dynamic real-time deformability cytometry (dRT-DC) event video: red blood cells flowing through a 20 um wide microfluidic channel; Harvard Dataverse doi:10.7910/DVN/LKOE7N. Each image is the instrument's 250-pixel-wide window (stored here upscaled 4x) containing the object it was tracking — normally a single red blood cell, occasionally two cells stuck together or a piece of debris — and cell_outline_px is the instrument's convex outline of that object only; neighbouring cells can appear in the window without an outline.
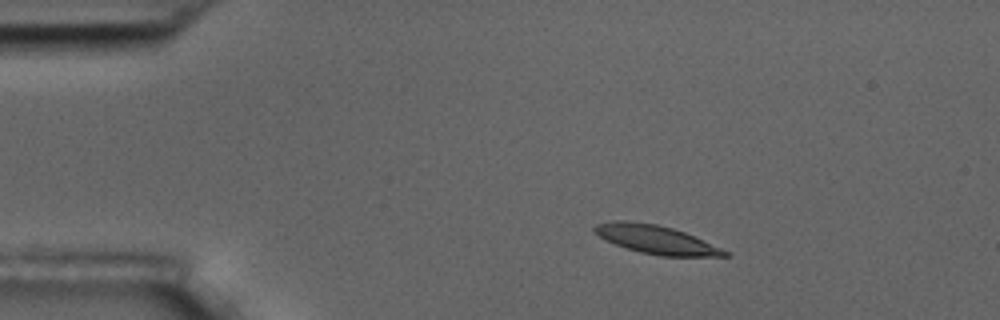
{"species": "common noctule bat (a hibernating species)", "species_latin": "Nyctalus noctula", "temperature_condition": "room temperature", "stored_images_in_passage": 4, "camera_frame_rate_fps": 3000, "um_per_image_px": 0.085, "animal": {"sex": "male", "body_mass_g": 17.5, "forearm_length_mm": 52.3}, "frame": {"image": 1, "passage_image": 2, "time_ms": 1.333, "image_size_px": [1000, 320], "cell_outline_px": [[732, 256], [660, 256], [640, 252], [616, 244], [600, 236], [592, 228], [596, 224], [616, 220], [624, 220], [656, 224], [672, 228], [684, 232], [720, 248], [728, 252]], "centroid_in_image_um": [55.76, 20.36], "position_along_channel_um": 29.2, "area_um2": 21.1}}